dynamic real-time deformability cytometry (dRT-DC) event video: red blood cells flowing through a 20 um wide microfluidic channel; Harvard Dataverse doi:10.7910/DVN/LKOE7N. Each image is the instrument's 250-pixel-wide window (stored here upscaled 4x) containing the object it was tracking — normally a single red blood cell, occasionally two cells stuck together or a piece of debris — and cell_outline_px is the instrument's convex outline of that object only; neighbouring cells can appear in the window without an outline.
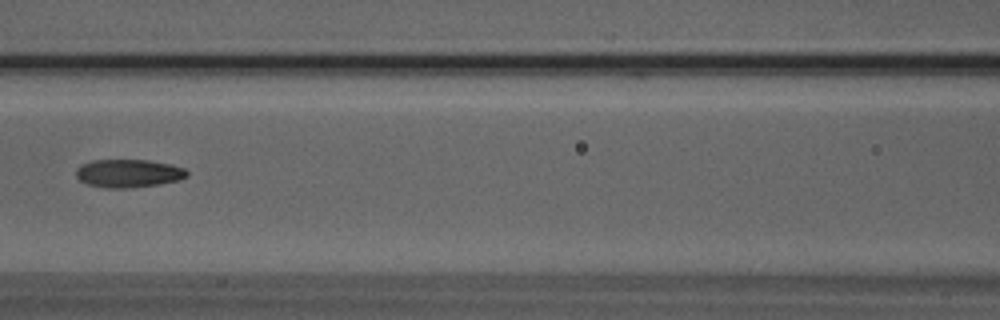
{"species": "Egyptian fruit bat (a non-hibernating species)", "species_latin": "Rousettus aegyptiacus", "temperature_condition": "room temperature", "stored_images_in_passage": 7, "camera_frame_rate_fps": 3000, "um_per_image_px": 0.085, "animal": {"sex": "male"}, "frame": {"image": 1, "passage_image": 6, "time_ms": 1.667, "image_size_px": [1000, 320], "cell_outline_px": [[188, 176], [180, 180], [160, 184], [128, 188], [104, 188], [88, 184], [80, 180], [76, 176], [76, 168], [80, 164], [92, 160], [148, 160], [172, 164], [184, 168], [188, 172]], "centroid_in_image_um": [10.92, 14.73], "position_along_channel_um": 155.7, "area_um2": 18.38}}